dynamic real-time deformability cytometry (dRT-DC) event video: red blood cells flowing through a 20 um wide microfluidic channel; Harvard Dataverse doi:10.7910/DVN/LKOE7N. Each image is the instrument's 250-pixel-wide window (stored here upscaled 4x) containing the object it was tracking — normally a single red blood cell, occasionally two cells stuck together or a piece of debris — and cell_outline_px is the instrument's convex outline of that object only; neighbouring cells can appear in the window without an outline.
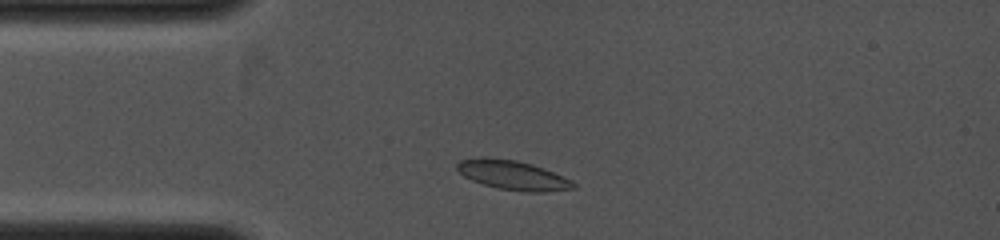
{"species": "common noctule bat (a hibernating species)", "species_latin": "Nyctalus noctula", "temperature_condition": "cold", "stored_images_in_passage": 10, "camera_frame_rate_fps": 4000, "um_per_image_px": 0.085, "animal": {"sex": "female", "body_mass_g": 19.0, "forearm_length_mm": 53.3}, "frame": {"image": 1, "passage_image": 3, "time_ms": 0.5, "image_size_px": [1000, 240], "cell_outline_px": [[576, 188], [544, 192], [528, 192], [496, 188], [472, 180], [464, 176], [456, 168], [456, 164], [460, 160], [480, 156], [484, 156], [516, 160], [532, 164], [572, 180], [576, 184]], "centroid_in_image_um": [43.56, 14.88], "position_along_channel_um": 41.4, "area_um2": 19.94}}
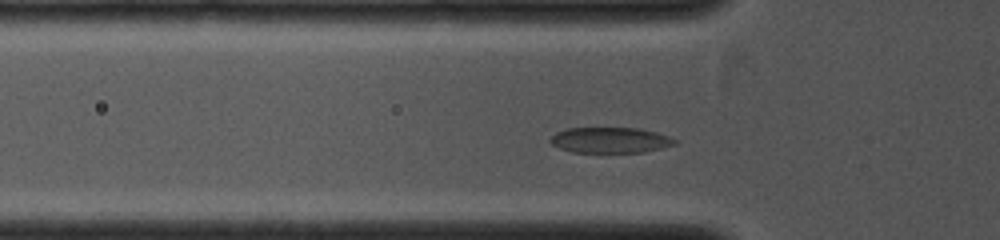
{"frame": {"image": 2, "passage_image": 6, "time_ms": 1.5, "image_size_px": [1000, 240], "cell_outline_px": [[676, 144], [644, 152], [572, 152], [560, 148], [552, 144], [548, 140], [556, 132], [568, 128], [636, 128], [656, 132], [668, 136], [676, 140]], "centroid_in_image_um": [51.84, 11.91], "position_along_channel_um": 74.0, "area_um2": 18.44}}
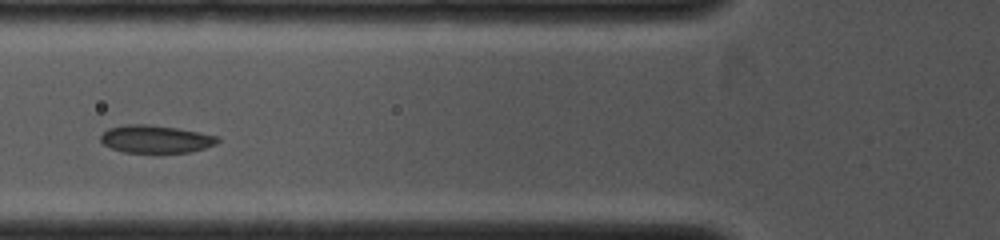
{"frame": {"image": 3, "passage_image": 8, "time_ms": 2.25, "image_size_px": [1000, 240], "cell_outline_px": [[220, 140], [216, 144], [204, 148], [188, 152], [160, 156], [124, 152], [112, 148], [104, 144], [100, 140], [100, 136], [108, 128], [124, 124], [148, 124], [176, 128], [220, 136]], "centroid_in_image_um": [13.24, 11.87], "position_along_channel_um": 112.6, "area_um2": 19.71}}